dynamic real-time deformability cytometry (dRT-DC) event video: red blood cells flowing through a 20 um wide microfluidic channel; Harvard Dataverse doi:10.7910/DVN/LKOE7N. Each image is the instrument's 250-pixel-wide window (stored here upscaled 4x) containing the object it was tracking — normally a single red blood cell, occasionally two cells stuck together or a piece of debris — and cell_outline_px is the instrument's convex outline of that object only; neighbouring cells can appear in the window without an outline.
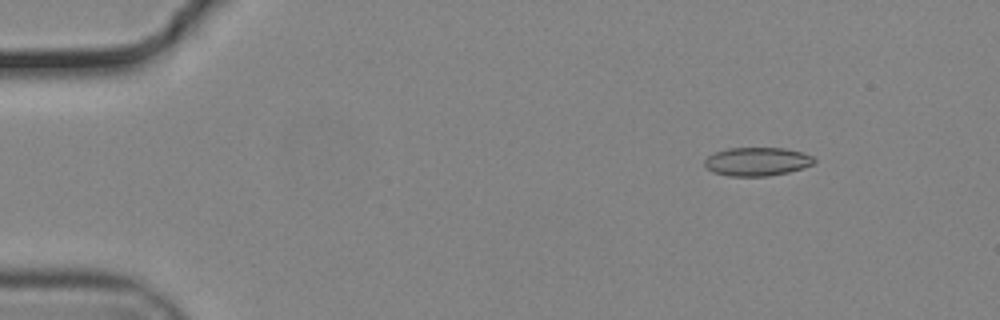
{"species": "common noctule bat (a hibernating species)", "species_latin": "Nyctalus noctula", "temperature_condition": "cold", "stored_images_in_passage": 55, "camera_frame_rate_fps": 3000, "um_per_image_px": 0.085, "animal": {"sex": "male", "body_mass_g": 19.2, "forearm_length_mm": 51.8}, "frame": {"image": 1, "passage_image": 7, "time_ms": 2.0, "image_size_px": [1000, 320], "cell_outline_px": [[816, 160], [812, 164], [804, 168], [788, 172], [768, 176], [728, 176], [712, 172], [704, 164], [704, 160], [708, 156], [716, 152], [728, 148], [784, 148], [804, 152], [812, 156]], "centroid_in_image_um": [64.36, 13.73], "position_along_channel_um": 20.6, "area_um2": 18.26}}
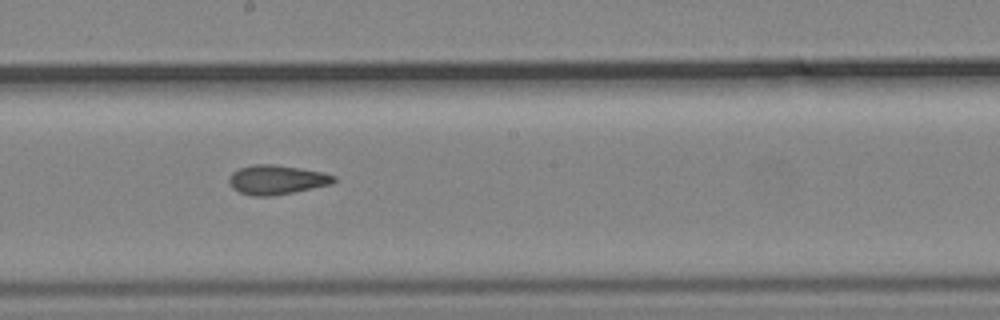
{"frame": {"image": 2, "passage_image": 31, "time_ms": 10.0, "image_size_px": [1000, 320], "cell_outline_px": [[336, 180], [332, 184], [272, 196], [252, 196], [240, 192], [232, 188], [228, 180], [228, 176], [232, 172], [240, 168], [252, 164], [276, 164], [324, 172], [336, 176]], "centroid_in_image_um": [23.51, 15.27], "position_along_channel_um": 224.7, "area_um2": 18.03}}
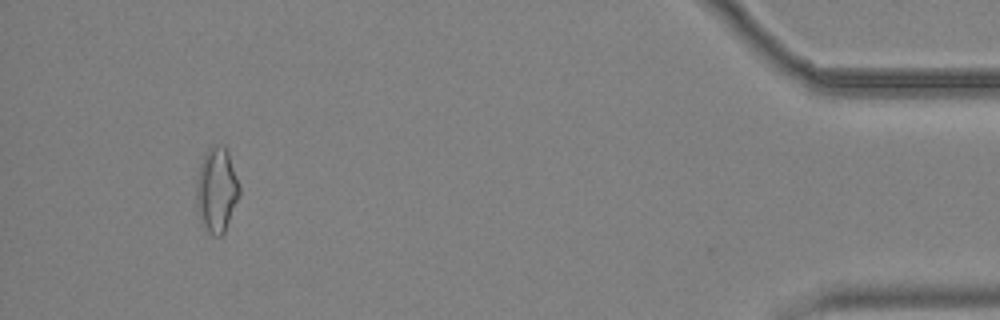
{"frame": {"image": 3, "passage_image": 52, "time_ms": 17.0, "image_size_px": [1000, 320], "cell_outline_px": [[240, 196], [224, 232], [220, 236], [212, 236], [200, 224], [196, 204], [196, 180], [200, 164], [208, 148], [216, 144], [224, 144], [228, 152], [240, 188]], "centroid_in_image_um": [18.4, 16.16], "position_along_channel_um": 416.8, "area_um2": 21.5}, "authors_computed_cell_mechanics": {"area_um2": 17.918, "velocity_mm_per_s": 3.7129, "shape_relaxation_time_tau1_ms": null, "shape_relaxation_time_tau2_ms": 3.7232, "deformation_change_tau1": null, "deformation_change_tau2": 0.1156}}